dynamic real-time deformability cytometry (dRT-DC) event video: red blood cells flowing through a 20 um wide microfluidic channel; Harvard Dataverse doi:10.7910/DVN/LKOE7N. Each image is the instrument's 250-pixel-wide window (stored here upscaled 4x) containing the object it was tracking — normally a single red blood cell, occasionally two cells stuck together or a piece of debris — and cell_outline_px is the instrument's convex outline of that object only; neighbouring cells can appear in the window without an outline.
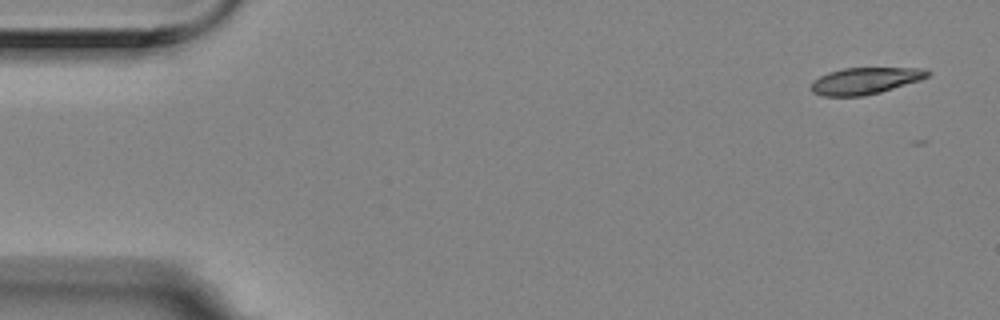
{"species": "Egyptian fruit bat (a non-hibernating species)", "species_latin": "Rousettus aegyptiacus", "temperature_condition": "room temperature", "stored_images_in_passage": 6, "camera_frame_rate_fps": 3000, "um_per_image_px": 0.085, "animal": {"sex": "female"}, "frame": {"image": 1, "passage_image": 1, "time_ms": 0.0, "image_size_px": [1000, 320], "cell_outline_px": [[932, 72], [928, 76], [920, 80], [880, 92], [864, 96], [824, 96], [812, 92], [808, 88], [812, 80], [828, 72], [844, 68], [924, 68]], "centroid_in_image_um": [73.5, 6.87], "position_along_channel_um": 11.5, "area_um2": 18.21}}
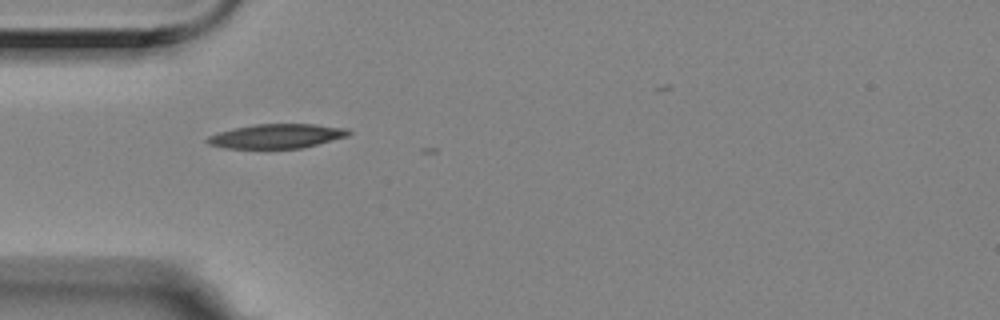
{"frame": {"image": 2, "passage_image": 5, "time_ms": 1.333, "image_size_px": [1000, 320], "cell_outline_px": [[352, 132], [348, 136], [300, 148], [224, 148], [208, 144], [204, 140], [208, 136], [216, 132], [232, 128], [256, 124], [316, 124], [348, 128]], "centroid_in_image_um": [23.48, 11.56], "position_along_channel_um": 61.5, "area_um2": 20.11}}